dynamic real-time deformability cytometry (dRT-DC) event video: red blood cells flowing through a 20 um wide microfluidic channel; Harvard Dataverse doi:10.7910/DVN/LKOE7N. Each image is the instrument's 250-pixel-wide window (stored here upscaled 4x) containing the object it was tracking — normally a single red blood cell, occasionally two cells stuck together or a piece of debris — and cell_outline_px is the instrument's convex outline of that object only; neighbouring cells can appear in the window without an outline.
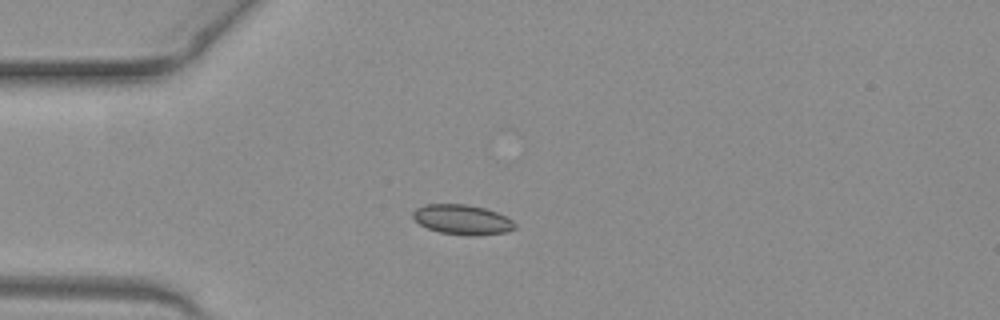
{"species": "common noctule bat (a hibernating species)", "species_latin": "Nyctalus noctula", "temperature_condition": "warm", "stored_images_in_passage": 51, "camera_frame_rate_fps": 3000, "um_per_image_px": 0.085, "animal": {"sex": "female", "body_mass_g": 19.3, "forearm_length_mm": 54.1}, "frame": {"image": 1, "passage_image": 14, "time_ms": 4.333, "image_size_px": [1000, 320], "cell_outline_px": [[516, 228], [508, 232], [476, 236], [468, 236], [440, 232], [428, 228], [420, 224], [412, 216], [412, 212], [416, 208], [424, 204], [464, 204], [484, 208], [508, 216], [516, 224]], "centroid_in_image_um": [39.33, 18.67], "position_along_channel_um": 45.7, "area_um2": 17.92}}
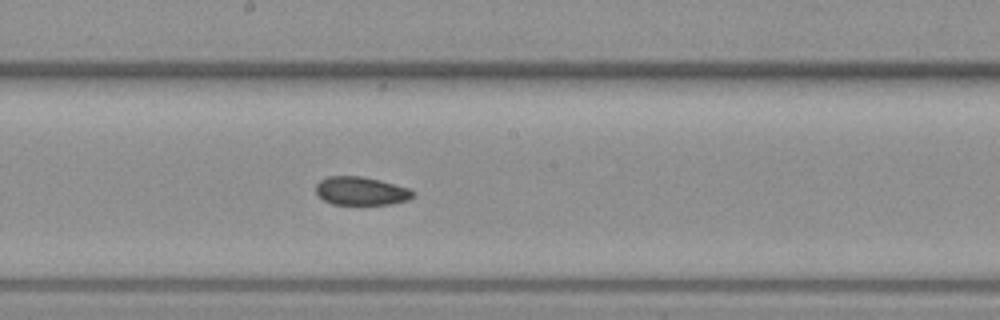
{"frame": {"image": 2, "passage_image": 28, "time_ms": 9.0, "image_size_px": [1000, 320], "cell_outline_px": [[416, 192], [408, 200], [392, 204], [332, 204], [324, 200], [316, 192], [316, 184], [320, 180], [328, 176], [360, 176], [380, 180], [408, 188]], "centroid_in_image_um": [30.69, 16.23], "position_along_channel_um": 217.5, "area_um2": 15.95}}
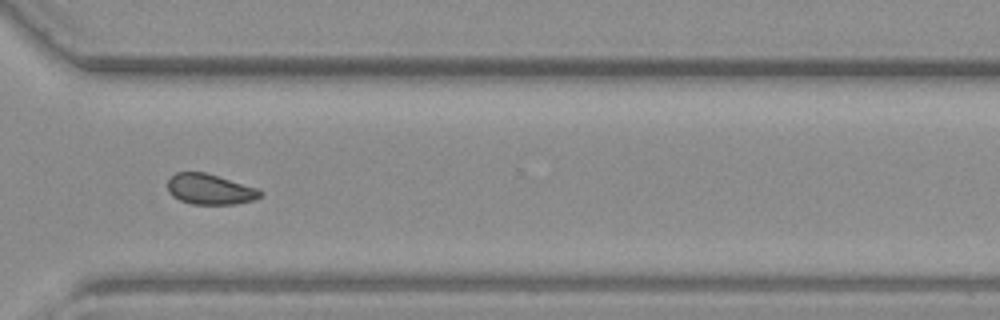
{"frame": {"image": 3, "passage_image": 38, "time_ms": 12.333, "image_size_px": [1000, 320], "cell_outline_px": [[264, 192], [260, 196], [252, 200], [236, 204], [192, 204], [180, 200], [172, 196], [168, 192], [168, 180], [176, 172], [204, 172], [260, 188]], "centroid_in_image_um": [17.86, 16.08], "position_along_channel_um": 352.7, "area_um2": 16.53}, "authors_computed_cell_mechanics": {"area_um2": 16.9354, "velocity_mm_per_s": 4.058, "shape_relaxation_time_tau1_ms": null, "shape_relaxation_time_tau2_ms": 2.0295, "deformation_change_tau1": null, "deformation_change_tau2": 0.0567}}